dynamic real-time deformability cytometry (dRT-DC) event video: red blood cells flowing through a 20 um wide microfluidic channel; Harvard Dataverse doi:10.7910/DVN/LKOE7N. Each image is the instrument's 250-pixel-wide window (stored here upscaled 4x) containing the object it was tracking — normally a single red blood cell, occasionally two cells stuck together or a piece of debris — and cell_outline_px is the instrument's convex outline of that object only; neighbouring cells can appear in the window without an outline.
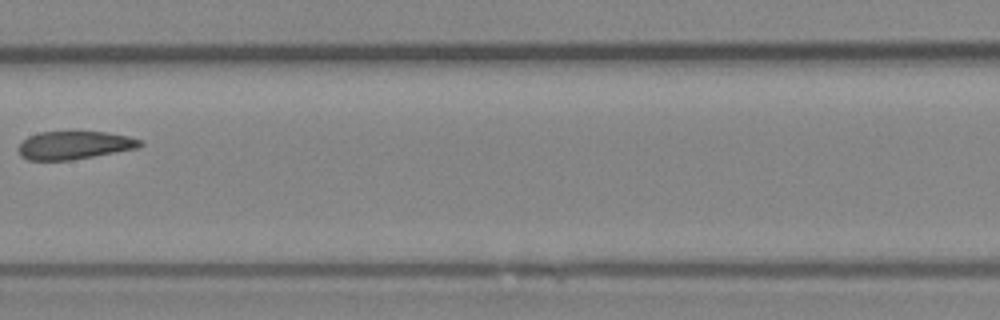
{"species": "Egyptian fruit bat (a non-hibernating species)", "species_latin": "Rousettus aegyptiacus", "temperature_condition": "room temperature", "stored_images_in_passage": 10, "camera_frame_rate_fps": 3000, "um_per_image_px": 0.085, "animal": {"sex": "female"}, "frame": {"image": 1, "passage_image": 9, "time_ms": 10.333, "image_size_px": [1000, 320], "cell_outline_px": [[144, 144], [140, 148], [72, 160], [28, 160], [20, 156], [16, 148], [28, 136], [40, 132], [108, 132], [128, 136], [140, 140]], "centroid_in_image_um": [6.32, 12.35], "position_along_channel_um": 201.1, "area_um2": 20.06}}
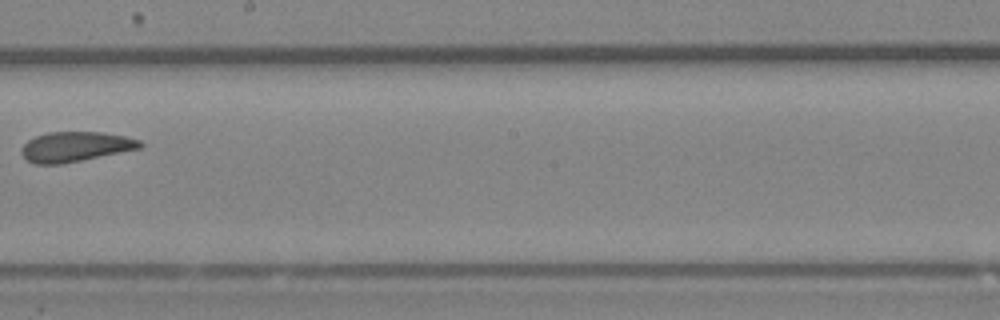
{"frame": {"image": 2, "passage_image": 10, "time_ms": 11.333, "image_size_px": [1000, 320], "cell_outline_px": [[144, 144], [140, 148], [60, 164], [36, 164], [28, 160], [20, 152], [24, 144], [28, 140], [36, 136], [48, 132], [100, 132], [124, 136], [140, 140]], "centroid_in_image_um": [6.39, 12.46], "position_along_channel_um": 241.8, "area_um2": 20.35}}